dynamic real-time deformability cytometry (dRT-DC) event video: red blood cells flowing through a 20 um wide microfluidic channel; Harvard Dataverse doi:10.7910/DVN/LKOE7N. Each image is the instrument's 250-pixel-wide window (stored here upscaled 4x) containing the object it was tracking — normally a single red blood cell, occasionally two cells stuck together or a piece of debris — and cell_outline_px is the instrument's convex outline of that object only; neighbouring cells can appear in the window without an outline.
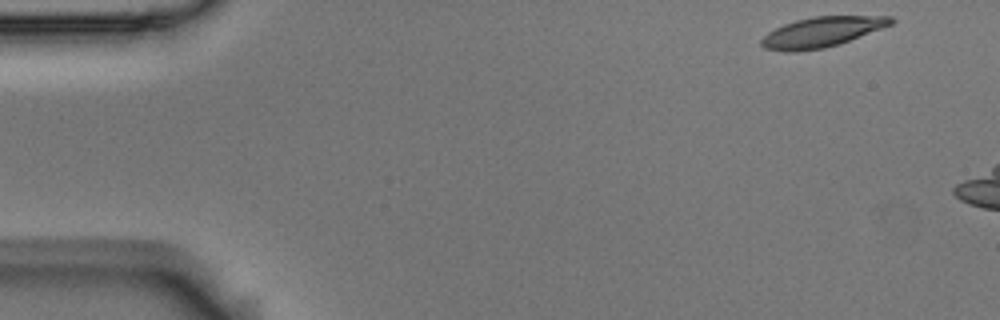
{"species": "Egyptian fruit bat (a non-hibernating species)", "species_latin": "Rousettus aegyptiacus", "temperature_condition": "room temperature", "stored_images_in_passage": 3, "camera_frame_rate_fps": 3000, "um_per_image_px": 0.085, "animal": {"sex": "male"}, "frame": {"image": 1, "passage_image": 1, "time_ms": 0.0, "image_size_px": [1000, 320], "cell_outline_px": [[896, 20], [892, 24], [840, 44], [824, 48], [792, 52], [764, 48], [760, 44], [760, 40], [768, 32], [784, 24], [796, 20], [812, 16], [892, 16]], "centroid_in_image_um": [69.86, 2.72], "position_along_channel_um": 15.1, "area_um2": 22.66}}